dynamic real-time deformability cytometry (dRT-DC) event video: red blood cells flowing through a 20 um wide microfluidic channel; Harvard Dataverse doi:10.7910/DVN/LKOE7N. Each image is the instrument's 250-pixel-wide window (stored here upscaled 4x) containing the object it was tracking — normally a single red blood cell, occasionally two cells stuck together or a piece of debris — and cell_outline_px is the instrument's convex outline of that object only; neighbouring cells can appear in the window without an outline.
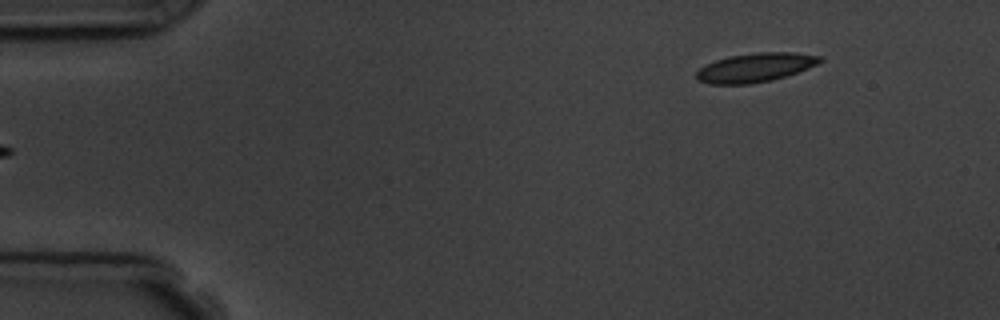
{"species": "common noctule bat (a hibernating species)", "species_latin": "Nyctalus noctula", "temperature_condition": "room temperature", "stored_images_in_passage": 6, "camera_frame_rate_fps": 3000, "um_per_image_px": 0.085, "animal": {"sex": "male", "body_mass_g": 19.5, "forearm_length_mm": 54.6}, "frame": {"image": 1, "passage_image": 6, "time_ms": 5.667, "image_size_px": [1000, 320], "cell_outline_px": [[824, 60], [808, 68], [772, 80], [748, 84], [708, 84], [696, 80], [696, 72], [704, 64], [728, 56], [756, 52], [792, 52], [824, 56]], "centroid_in_image_um": [64.17, 5.73], "position_along_channel_um": 20.8, "area_um2": 20.98}}